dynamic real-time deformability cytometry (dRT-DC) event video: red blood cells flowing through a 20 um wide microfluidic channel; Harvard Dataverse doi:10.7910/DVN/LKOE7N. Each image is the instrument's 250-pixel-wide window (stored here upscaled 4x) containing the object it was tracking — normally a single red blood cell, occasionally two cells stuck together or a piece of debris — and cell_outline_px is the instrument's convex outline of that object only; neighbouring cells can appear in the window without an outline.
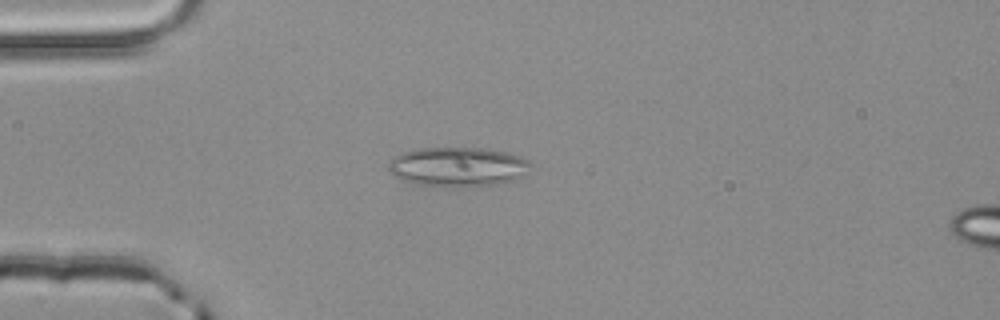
{"species": "common noctule bat (a hibernating species)", "species_latin": "Nyctalus noctula", "temperature_condition": "room temperature", "stored_images_in_passage": 2, "segment_of_instrument_passage": [1, 2], "camera_frame_rate_fps": 3000, "um_per_image_px": 0.085, "animal": {"sex": "male", "body_mass_g": 20.4}, "frame": {"image": 1, "passage_image": 1, "time_ms": 0.0, "image_size_px": [1000, 320], "cell_outline_px": [[532, 164], [520, 176], [504, 184], [460, 188], [416, 184], [400, 180], [392, 176], [388, 168], [388, 164], [400, 152], [412, 148], [484, 148], [508, 152], [520, 156], [528, 160]], "centroid_in_image_um": [38.88, 14.19], "position_along_channel_um": 46.1, "area_um2": 33.23}}